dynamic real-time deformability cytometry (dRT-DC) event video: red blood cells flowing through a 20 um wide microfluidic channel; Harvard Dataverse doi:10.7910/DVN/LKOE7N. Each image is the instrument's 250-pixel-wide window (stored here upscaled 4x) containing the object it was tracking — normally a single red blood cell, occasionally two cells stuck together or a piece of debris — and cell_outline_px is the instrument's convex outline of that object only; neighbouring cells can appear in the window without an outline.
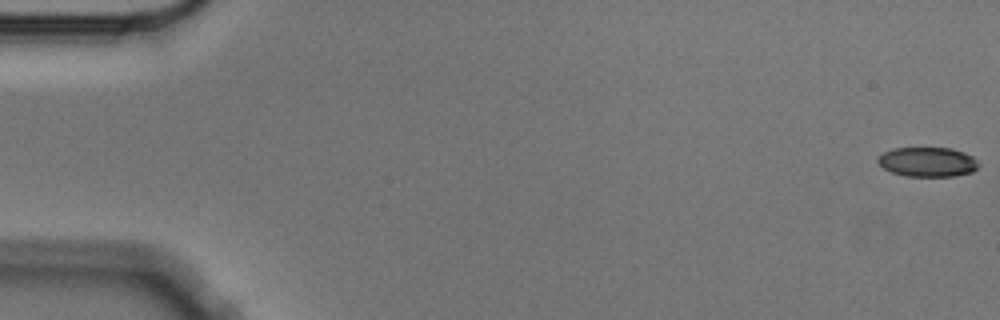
{"species": "Egyptian fruit bat (a non-hibernating species)", "species_latin": "Rousettus aegyptiacus", "temperature_condition": "cold", "stored_images_in_passage": 5, "camera_frame_rate_fps": 3000, "um_per_image_px": 0.085, "animal": {"sex": "male"}, "frame": {"image": 1, "passage_image": 1, "time_ms": 0.0, "image_size_px": [1000, 320], "cell_outline_px": [[980, 164], [972, 172], [952, 176], [904, 176], [892, 172], [884, 168], [876, 160], [884, 152], [892, 148], [952, 148], [964, 152], [972, 156]], "centroid_in_image_um": [78.85, 13.76], "position_along_channel_um": 6.1, "area_um2": 17.28}}